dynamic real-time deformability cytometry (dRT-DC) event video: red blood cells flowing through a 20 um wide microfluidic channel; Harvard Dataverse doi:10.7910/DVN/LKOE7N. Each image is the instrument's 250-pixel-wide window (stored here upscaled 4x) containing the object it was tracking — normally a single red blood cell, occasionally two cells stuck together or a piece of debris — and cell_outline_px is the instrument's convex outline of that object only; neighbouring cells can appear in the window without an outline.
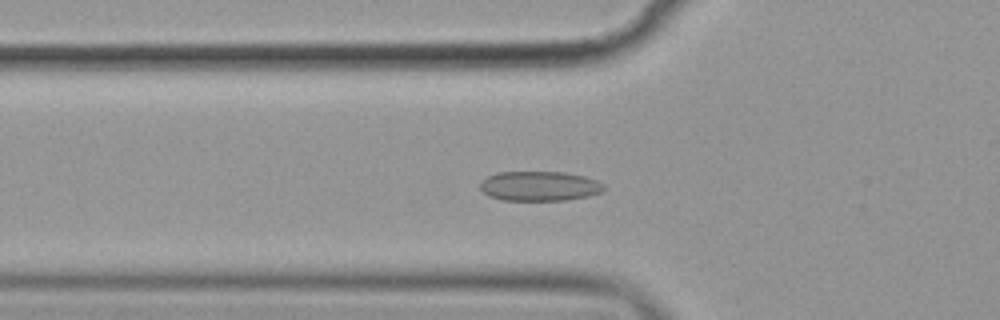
{"species": "common noctule bat (a hibernating species)", "species_latin": "Nyctalus noctula", "temperature_condition": "cold", "stored_images_in_passage": 57, "camera_frame_rate_fps": 3000, "um_per_image_px": 0.085, "animal": {"sex": "female", "body_mass_g": 19.9}, "frame": {"image": 1, "passage_image": 20, "time_ms": 6.333, "image_size_px": [1000, 320], "cell_outline_px": [[604, 188], [600, 192], [588, 196], [568, 200], [504, 200], [488, 196], [480, 188], [480, 180], [488, 176], [500, 172], [564, 172], [584, 176], [596, 180], [604, 184]], "centroid_in_image_um": [45.84, 15.81], "position_along_channel_um": 80.0, "area_um2": 21.39}}
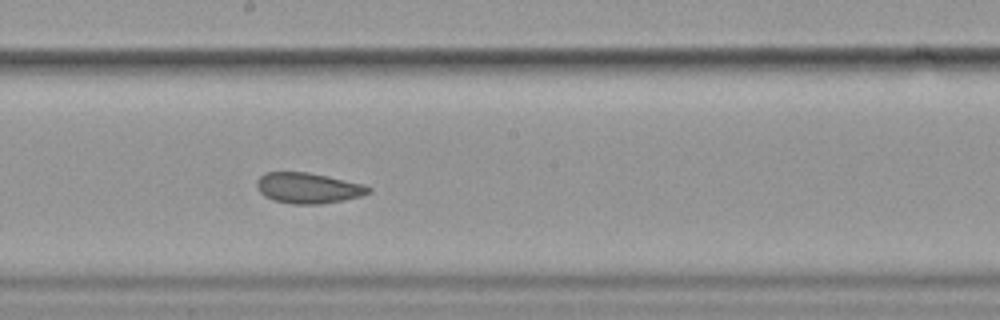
{"frame": {"image": 2, "passage_image": 32, "time_ms": 10.333, "image_size_px": [1000, 320], "cell_outline_px": [[372, 192], [360, 196], [320, 204], [292, 204], [276, 200], [264, 196], [256, 188], [256, 180], [264, 172], [308, 172], [328, 176], [364, 184], [372, 188]], "centroid_in_image_um": [26.18, 15.97], "position_along_channel_um": 222.0, "area_um2": 19.94}}
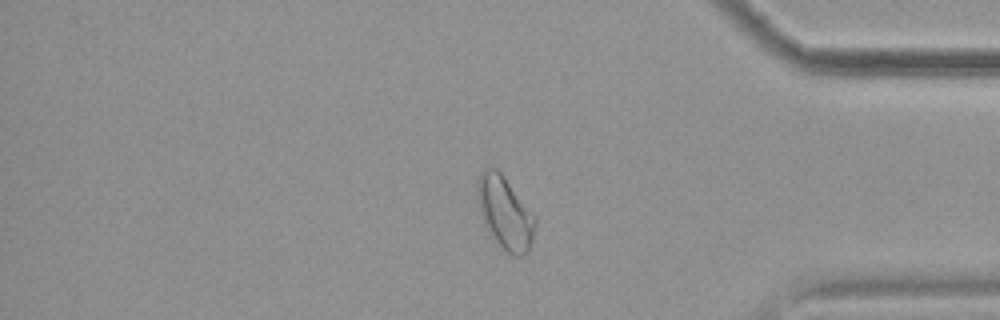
{"frame": {"image": 3, "passage_image": 48, "time_ms": 15.667, "image_size_px": [1000, 320], "cell_outline_px": [[536, 224], [532, 240], [528, 252], [524, 256], [512, 256], [492, 240], [484, 224], [476, 200], [476, 176], [488, 164], [496, 168], [504, 176], [536, 216]], "centroid_in_image_um": [42.88, 18.06], "position_along_channel_um": 392.3, "area_um2": 25.26}, "authors_computed_cell_mechanics": {"area_um2": 22.7154, "velocity_mm_per_s": 3.5496, "shape_relaxation_time_tau1_ms": null, "shape_relaxation_time_tau2_ms": 2.5206, "deformation_change_tau1": null, "deformation_change_tau2": 0.0749}}